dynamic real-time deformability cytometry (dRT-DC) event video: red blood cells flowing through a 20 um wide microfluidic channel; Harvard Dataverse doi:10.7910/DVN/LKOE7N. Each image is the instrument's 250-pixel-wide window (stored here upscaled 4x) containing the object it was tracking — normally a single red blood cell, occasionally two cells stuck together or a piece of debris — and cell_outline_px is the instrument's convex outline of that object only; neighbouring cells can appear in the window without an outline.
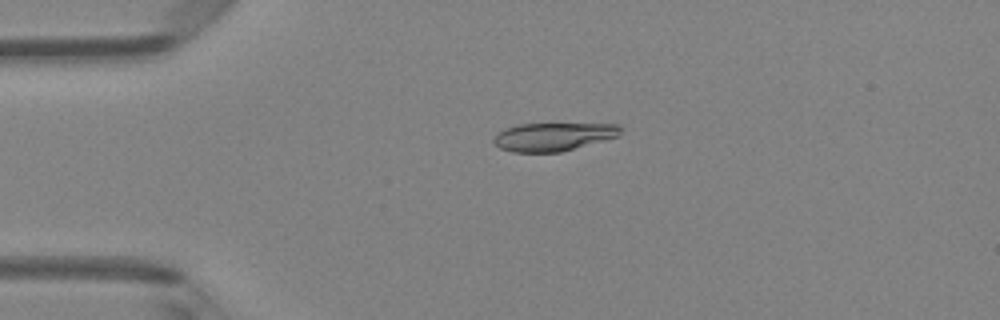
{"species": "Egyptian fruit bat (a non-hibernating species)", "species_latin": "Rousettus aegyptiacus", "temperature_condition": "room temperature", "stored_images_in_passage": 49, "camera_frame_rate_fps": 3000, "um_per_image_px": 0.085, "animal": {"sex": "female"}, "frame": {"image": 1, "passage_image": 11, "time_ms": 3.333, "image_size_px": [1000, 320], "cell_outline_px": [[620, 136], [560, 152], [512, 152], [500, 148], [492, 140], [496, 132], [504, 128], [520, 124], [620, 124]], "centroid_in_image_um": [47.0, 11.62], "position_along_channel_um": 38.0, "area_um2": 20.87}}
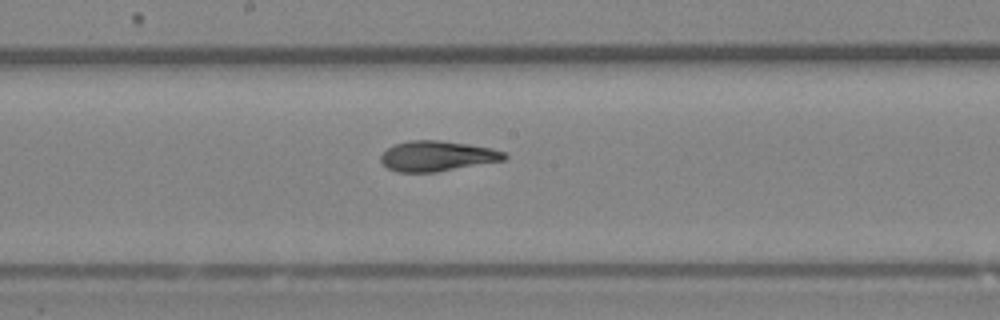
{"frame": {"image": 2, "passage_image": 26, "time_ms": 8.333, "image_size_px": [1000, 320], "cell_outline_px": [[508, 156], [504, 160], [436, 172], [396, 172], [388, 168], [380, 160], [380, 156], [388, 148], [396, 144], [408, 140], [440, 140], [468, 144], [492, 148], [504, 152]], "centroid_in_image_um": [37.15, 13.26], "position_along_channel_um": 211.0, "area_um2": 21.73}}
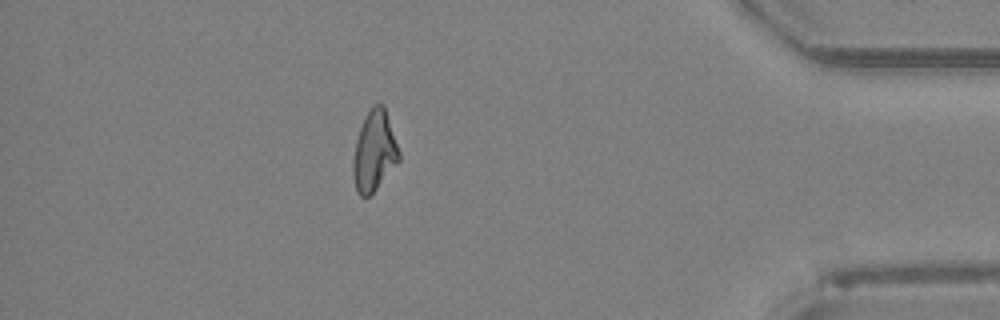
{"frame": {"image": 3, "passage_image": 43, "time_ms": 14.0, "image_size_px": [1000, 320], "cell_outline_px": [[400, 160], [376, 188], [368, 196], [360, 196], [356, 192], [352, 176], [352, 160], [356, 140], [360, 128], [372, 104], [384, 104], [400, 152]], "centroid_in_image_um": [31.8, 12.85], "position_along_channel_um": 403.4, "area_um2": 21.44}, "authors_computed_cell_mechanics": {"area_um2": 21.8484, "velocity_mm_per_s": 4.1315, "shape_relaxation_time_tau1_ms": 4.4325, "shape_relaxation_time_tau2_ms": 2.569, "deformation_change_tau1": 0.1991, "deformation_change_tau2": 0.1009}}